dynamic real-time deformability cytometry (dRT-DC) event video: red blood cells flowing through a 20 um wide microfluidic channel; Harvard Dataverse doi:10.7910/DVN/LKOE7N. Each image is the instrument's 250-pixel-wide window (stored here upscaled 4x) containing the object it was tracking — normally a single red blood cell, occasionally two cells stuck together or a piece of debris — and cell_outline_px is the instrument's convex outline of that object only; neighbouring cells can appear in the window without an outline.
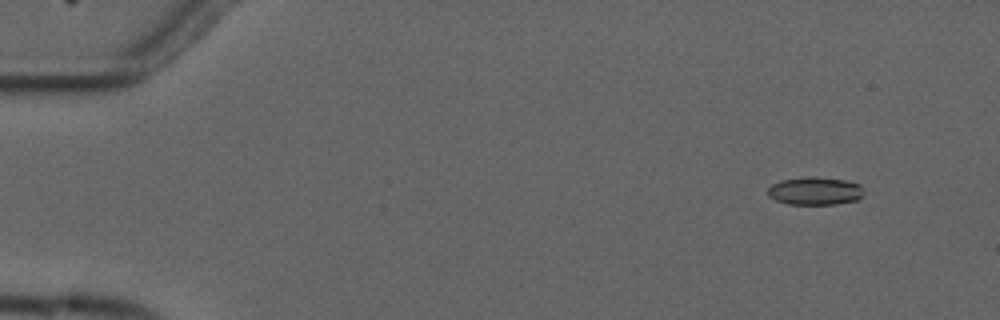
{"species": "common noctule bat (a hibernating species)", "species_latin": "Nyctalus noctula", "temperature_condition": "cold", "stored_images_in_passage": 4, "camera_frame_rate_fps": 3000, "um_per_image_px": 0.085, "animal": {"sex": "male", "forearm_length_mm": 52.5}, "frame": {"image": 1, "passage_image": 2, "time_ms": 1.333, "image_size_px": [1000, 320], "cell_outline_px": [[864, 196], [860, 200], [836, 204], [788, 204], [776, 200], [768, 196], [768, 188], [772, 184], [780, 180], [804, 176], [816, 176], [844, 180], [860, 184], [864, 188]], "centroid_in_image_um": [69.32, 16.22], "position_along_channel_um": 15.7, "area_um2": 16.01}}